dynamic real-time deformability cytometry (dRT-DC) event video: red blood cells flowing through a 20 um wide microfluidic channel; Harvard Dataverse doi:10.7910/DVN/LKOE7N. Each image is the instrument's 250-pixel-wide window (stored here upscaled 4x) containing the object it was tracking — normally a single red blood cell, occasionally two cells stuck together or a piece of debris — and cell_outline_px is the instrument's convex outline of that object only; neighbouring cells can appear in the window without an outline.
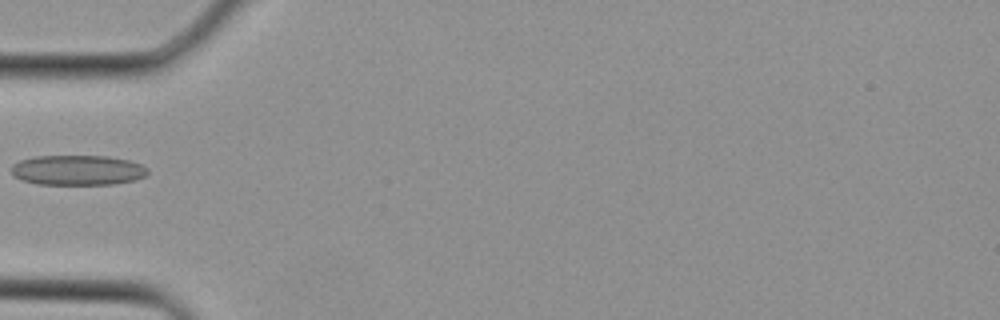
{"species": "Egyptian fruit bat (a non-hibernating species)", "species_latin": "Rousettus aegyptiacus", "temperature_condition": "cold", "stored_images_in_passage": 4, "camera_frame_rate_fps": 3000, "um_per_image_px": 0.085, "animal": {"sex": "female"}, "frame": {"image": 1, "passage_image": 4, "time_ms": 1.0, "image_size_px": [1000, 320], "cell_outline_px": [[148, 172], [144, 176], [132, 180], [112, 184], [36, 184], [20, 180], [12, 176], [12, 164], [20, 160], [36, 156], [108, 156], [128, 160], [140, 164], [148, 168]], "centroid_in_image_um": [6.55, 14.46], "position_along_channel_um": 78.5, "area_um2": 23.87}}